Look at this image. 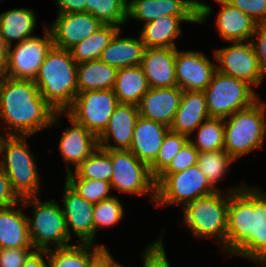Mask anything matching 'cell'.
<instances>
[{
    "instance_id": "6da1fadb",
    "label": "cell",
    "mask_w": 266,
    "mask_h": 267,
    "mask_svg": "<svg viewBox=\"0 0 266 267\" xmlns=\"http://www.w3.org/2000/svg\"><path fill=\"white\" fill-rule=\"evenodd\" d=\"M266 263V192L244 185L229 191L226 253Z\"/></svg>"
},
{
    "instance_id": "7a4b0ae2",
    "label": "cell",
    "mask_w": 266,
    "mask_h": 267,
    "mask_svg": "<svg viewBox=\"0 0 266 267\" xmlns=\"http://www.w3.org/2000/svg\"><path fill=\"white\" fill-rule=\"evenodd\" d=\"M57 114L40 95L34 80L1 79L0 118L5 135L32 136L58 123Z\"/></svg>"
},
{
    "instance_id": "3957f363",
    "label": "cell",
    "mask_w": 266,
    "mask_h": 267,
    "mask_svg": "<svg viewBox=\"0 0 266 267\" xmlns=\"http://www.w3.org/2000/svg\"><path fill=\"white\" fill-rule=\"evenodd\" d=\"M34 82L45 101L59 114L65 113L78 93L77 63L70 50L52 46Z\"/></svg>"
},
{
    "instance_id": "277c9868",
    "label": "cell",
    "mask_w": 266,
    "mask_h": 267,
    "mask_svg": "<svg viewBox=\"0 0 266 267\" xmlns=\"http://www.w3.org/2000/svg\"><path fill=\"white\" fill-rule=\"evenodd\" d=\"M244 185L242 183L241 187L229 189L225 196L222 190H218L208 196L190 200L182 208L183 225H187L194 237H217L222 250L226 251L229 191L235 193Z\"/></svg>"
},
{
    "instance_id": "5b68a950",
    "label": "cell",
    "mask_w": 266,
    "mask_h": 267,
    "mask_svg": "<svg viewBox=\"0 0 266 267\" xmlns=\"http://www.w3.org/2000/svg\"><path fill=\"white\" fill-rule=\"evenodd\" d=\"M266 104L256 101L224 119V150L236 160L263 146L266 138Z\"/></svg>"
},
{
    "instance_id": "8992f818",
    "label": "cell",
    "mask_w": 266,
    "mask_h": 267,
    "mask_svg": "<svg viewBox=\"0 0 266 267\" xmlns=\"http://www.w3.org/2000/svg\"><path fill=\"white\" fill-rule=\"evenodd\" d=\"M28 138L30 136L6 135L0 149V154L3 155L0 167L7 174L13 191L20 199L38 196L41 186L36 161L26 144Z\"/></svg>"
},
{
    "instance_id": "52a82bcc",
    "label": "cell",
    "mask_w": 266,
    "mask_h": 267,
    "mask_svg": "<svg viewBox=\"0 0 266 267\" xmlns=\"http://www.w3.org/2000/svg\"><path fill=\"white\" fill-rule=\"evenodd\" d=\"M38 197H26L20 201L25 208L32 205V216L27 219L33 248L49 250L55 246L56 248L70 246L72 238L67 231L60 205L56 200L41 202Z\"/></svg>"
},
{
    "instance_id": "ba28073f",
    "label": "cell",
    "mask_w": 266,
    "mask_h": 267,
    "mask_svg": "<svg viewBox=\"0 0 266 267\" xmlns=\"http://www.w3.org/2000/svg\"><path fill=\"white\" fill-rule=\"evenodd\" d=\"M210 117L227 119L260 99L245 81L216 71L204 90Z\"/></svg>"
},
{
    "instance_id": "9c48e42d",
    "label": "cell",
    "mask_w": 266,
    "mask_h": 267,
    "mask_svg": "<svg viewBox=\"0 0 266 267\" xmlns=\"http://www.w3.org/2000/svg\"><path fill=\"white\" fill-rule=\"evenodd\" d=\"M156 182V206L179 204L183 208L190 200L218 191L196 164L184 171L159 174Z\"/></svg>"
},
{
    "instance_id": "30bf717a",
    "label": "cell",
    "mask_w": 266,
    "mask_h": 267,
    "mask_svg": "<svg viewBox=\"0 0 266 267\" xmlns=\"http://www.w3.org/2000/svg\"><path fill=\"white\" fill-rule=\"evenodd\" d=\"M113 174L111 189L129 194H149L156 201V182L150 168L141 162L130 150H110Z\"/></svg>"
},
{
    "instance_id": "8fae6325",
    "label": "cell",
    "mask_w": 266,
    "mask_h": 267,
    "mask_svg": "<svg viewBox=\"0 0 266 267\" xmlns=\"http://www.w3.org/2000/svg\"><path fill=\"white\" fill-rule=\"evenodd\" d=\"M118 104L113 89L84 91L77 93L66 113L98 138Z\"/></svg>"
},
{
    "instance_id": "7c38bea8",
    "label": "cell",
    "mask_w": 266,
    "mask_h": 267,
    "mask_svg": "<svg viewBox=\"0 0 266 267\" xmlns=\"http://www.w3.org/2000/svg\"><path fill=\"white\" fill-rule=\"evenodd\" d=\"M44 37L27 38L14 47L9 46L3 76L14 80H34L47 52L53 46L51 34L45 26ZM13 47V48H12Z\"/></svg>"
},
{
    "instance_id": "4fadbf2b",
    "label": "cell",
    "mask_w": 266,
    "mask_h": 267,
    "mask_svg": "<svg viewBox=\"0 0 266 267\" xmlns=\"http://www.w3.org/2000/svg\"><path fill=\"white\" fill-rule=\"evenodd\" d=\"M217 71L259 86L265 75L262 73L250 41L233 42V45L215 50Z\"/></svg>"
},
{
    "instance_id": "5bb4252c",
    "label": "cell",
    "mask_w": 266,
    "mask_h": 267,
    "mask_svg": "<svg viewBox=\"0 0 266 267\" xmlns=\"http://www.w3.org/2000/svg\"><path fill=\"white\" fill-rule=\"evenodd\" d=\"M212 8L199 0H131L127 4V18L150 23L163 15L199 16V24L211 15Z\"/></svg>"
},
{
    "instance_id": "9a60e30c",
    "label": "cell",
    "mask_w": 266,
    "mask_h": 267,
    "mask_svg": "<svg viewBox=\"0 0 266 267\" xmlns=\"http://www.w3.org/2000/svg\"><path fill=\"white\" fill-rule=\"evenodd\" d=\"M103 24L87 12L58 13L48 30L53 46L70 50L77 43L95 33Z\"/></svg>"
},
{
    "instance_id": "2e32d148",
    "label": "cell",
    "mask_w": 266,
    "mask_h": 267,
    "mask_svg": "<svg viewBox=\"0 0 266 267\" xmlns=\"http://www.w3.org/2000/svg\"><path fill=\"white\" fill-rule=\"evenodd\" d=\"M216 71V64L205 54L192 50L178 51L176 48V80L183 91H204Z\"/></svg>"
},
{
    "instance_id": "e0dca14e",
    "label": "cell",
    "mask_w": 266,
    "mask_h": 267,
    "mask_svg": "<svg viewBox=\"0 0 266 267\" xmlns=\"http://www.w3.org/2000/svg\"><path fill=\"white\" fill-rule=\"evenodd\" d=\"M63 207L66 228L71 238V230L81 243H94V205L78 194L66 181L63 191Z\"/></svg>"
},
{
    "instance_id": "ac0fdd59",
    "label": "cell",
    "mask_w": 266,
    "mask_h": 267,
    "mask_svg": "<svg viewBox=\"0 0 266 267\" xmlns=\"http://www.w3.org/2000/svg\"><path fill=\"white\" fill-rule=\"evenodd\" d=\"M138 117L137 105L119 103L110 117L108 126L98 137V147L110 150H129ZM111 141L116 144H109Z\"/></svg>"
},
{
    "instance_id": "d6986e66",
    "label": "cell",
    "mask_w": 266,
    "mask_h": 267,
    "mask_svg": "<svg viewBox=\"0 0 266 267\" xmlns=\"http://www.w3.org/2000/svg\"><path fill=\"white\" fill-rule=\"evenodd\" d=\"M72 125L65 129L59 141V151L66 162V174L72 172L98 148V138L83 125L77 123L66 112Z\"/></svg>"
},
{
    "instance_id": "ffe728a7",
    "label": "cell",
    "mask_w": 266,
    "mask_h": 267,
    "mask_svg": "<svg viewBox=\"0 0 266 267\" xmlns=\"http://www.w3.org/2000/svg\"><path fill=\"white\" fill-rule=\"evenodd\" d=\"M182 94L183 90L178 86L150 88L137 105L139 116L170 127Z\"/></svg>"
},
{
    "instance_id": "44dd1931",
    "label": "cell",
    "mask_w": 266,
    "mask_h": 267,
    "mask_svg": "<svg viewBox=\"0 0 266 267\" xmlns=\"http://www.w3.org/2000/svg\"><path fill=\"white\" fill-rule=\"evenodd\" d=\"M176 48H145L140 66L150 88L176 87Z\"/></svg>"
},
{
    "instance_id": "7402d4cb",
    "label": "cell",
    "mask_w": 266,
    "mask_h": 267,
    "mask_svg": "<svg viewBox=\"0 0 266 267\" xmlns=\"http://www.w3.org/2000/svg\"><path fill=\"white\" fill-rule=\"evenodd\" d=\"M181 21L199 23V16L163 15L144 24L140 39L145 48H177L175 39L182 35Z\"/></svg>"
},
{
    "instance_id": "603a6c76",
    "label": "cell",
    "mask_w": 266,
    "mask_h": 267,
    "mask_svg": "<svg viewBox=\"0 0 266 267\" xmlns=\"http://www.w3.org/2000/svg\"><path fill=\"white\" fill-rule=\"evenodd\" d=\"M169 127L138 117L129 150L143 163L150 166L156 159Z\"/></svg>"
},
{
    "instance_id": "cb8c5ba5",
    "label": "cell",
    "mask_w": 266,
    "mask_h": 267,
    "mask_svg": "<svg viewBox=\"0 0 266 267\" xmlns=\"http://www.w3.org/2000/svg\"><path fill=\"white\" fill-rule=\"evenodd\" d=\"M209 117L204 91L184 90L169 129L189 137Z\"/></svg>"
},
{
    "instance_id": "d4e9b609",
    "label": "cell",
    "mask_w": 266,
    "mask_h": 267,
    "mask_svg": "<svg viewBox=\"0 0 266 267\" xmlns=\"http://www.w3.org/2000/svg\"><path fill=\"white\" fill-rule=\"evenodd\" d=\"M214 1L222 6L216 19L221 39L230 43L250 41L258 23L226 0Z\"/></svg>"
},
{
    "instance_id": "484cf974",
    "label": "cell",
    "mask_w": 266,
    "mask_h": 267,
    "mask_svg": "<svg viewBox=\"0 0 266 267\" xmlns=\"http://www.w3.org/2000/svg\"><path fill=\"white\" fill-rule=\"evenodd\" d=\"M15 204L0 209V249L33 248L28 229L27 215ZM15 208V209H14Z\"/></svg>"
},
{
    "instance_id": "4316f807",
    "label": "cell",
    "mask_w": 266,
    "mask_h": 267,
    "mask_svg": "<svg viewBox=\"0 0 266 267\" xmlns=\"http://www.w3.org/2000/svg\"><path fill=\"white\" fill-rule=\"evenodd\" d=\"M122 31H118L111 42L103 49L100 60L117 69L140 65L144 44L133 37H120Z\"/></svg>"
},
{
    "instance_id": "83f0119b",
    "label": "cell",
    "mask_w": 266,
    "mask_h": 267,
    "mask_svg": "<svg viewBox=\"0 0 266 267\" xmlns=\"http://www.w3.org/2000/svg\"><path fill=\"white\" fill-rule=\"evenodd\" d=\"M106 250L103 245L88 243L55 247L47 250L48 267H91Z\"/></svg>"
},
{
    "instance_id": "f1b7e54d",
    "label": "cell",
    "mask_w": 266,
    "mask_h": 267,
    "mask_svg": "<svg viewBox=\"0 0 266 267\" xmlns=\"http://www.w3.org/2000/svg\"><path fill=\"white\" fill-rule=\"evenodd\" d=\"M118 69L100 59L77 64L78 93L113 89Z\"/></svg>"
},
{
    "instance_id": "f546056e",
    "label": "cell",
    "mask_w": 266,
    "mask_h": 267,
    "mask_svg": "<svg viewBox=\"0 0 266 267\" xmlns=\"http://www.w3.org/2000/svg\"><path fill=\"white\" fill-rule=\"evenodd\" d=\"M149 89L140 65L118 69L113 91L119 103L138 105Z\"/></svg>"
},
{
    "instance_id": "4dcf8cb0",
    "label": "cell",
    "mask_w": 266,
    "mask_h": 267,
    "mask_svg": "<svg viewBox=\"0 0 266 267\" xmlns=\"http://www.w3.org/2000/svg\"><path fill=\"white\" fill-rule=\"evenodd\" d=\"M36 21L33 9H10L0 14V33L4 41L11 46L12 40H18L19 43L33 37Z\"/></svg>"
},
{
    "instance_id": "1f68e13d",
    "label": "cell",
    "mask_w": 266,
    "mask_h": 267,
    "mask_svg": "<svg viewBox=\"0 0 266 267\" xmlns=\"http://www.w3.org/2000/svg\"><path fill=\"white\" fill-rule=\"evenodd\" d=\"M121 30V27L103 25L95 33L70 49L75 62L97 60L100 58L103 49L111 42L114 35Z\"/></svg>"
},
{
    "instance_id": "d6a6232c",
    "label": "cell",
    "mask_w": 266,
    "mask_h": 267,
    "mask_svg": "<svg viewBox=\"0 0 266 267\" xmlns=\"http://www.w3.org/2000/svg\"><path fill=\"white\" fill-rule=\"evenodd\" d=\"M128 0H86L85 12L92 14L103 25L120 27L127 18Z\"/></svg>"
},
{
    "instance_id": "836d02e7",
    "label": "cell",
    "mask_w": 266,
    "mask_h": 267,
    "mask_svg": "<svg viewBox=\"0 0 266 267\" xmlns=\"http://www.w3.org/2000/svg\"><path fill=\"white\" fill-rule=\"evenodd\" d=\"M73 172L81 179H97L110 182L113 166L110 158V149L98 147Z\"/></svg>"
},
{
    "instance_id": "e575fe53",
    "label": "cell",
    "mask_w": 266,
    "mask_h": 267,
    "mask_svg": "<svg viewBox=\"0 0 266 267\" xmlns=\"http://www.w3.org/2000/svg\"><path fill=\"white\" fill-rule=\"evenodd\" d=\"M195 140L189 141L199 152L224 149V119L209 117L197 129Z\"/></svg>"
},
{
    "instance_id": "d590c367",
    "label": "cell",
    "mask_w": 266,
    "mask_h": 267,
    "mask_svg": "<svg viewBox=\"0 0 266 267\" xmlns=\"http://www.w3.org/2000/svg\"><path fill=\"white\" fill-rule=\"evenodd\" d=\"M235 160L223 149L218 151L199 152L197 165L200 170L206 175L210 184L215 187L228 172L232 162Z\"/></svg>"
},
{
    "instance_id": "8d00e7d4",
    "label": "cell",
    "mask_w": 266,
    "mask_h": 267,
    "mask_svg": "<svg viewBox=\"0 0 266 267\" xmlns=\"http://www.w3.org/2000/svg\"><path fill=\"white\" fill-rule=\"evenodd\" d=\"M80 196L93 204L111 198V184L97 179L78 178L73 171L66 174L65 180Z\"/></svg>"
},
{
    "instance_id": "74e56055",
    "label": "cell",
    "mask_w": 266,
    "mask_h": 267,
    "mask_svg": "<svg viewBox=\"0 0 266 267\" xmlns=\"http://www.w3.org/2000/svg\"><path fill=\"white\" fill-rule=\"evenodd\" d=\"M190 137L168 131L155 161L149 166L151 174L156 178L178 154Z\"/></svg>"
},
{
    "instance_id": "f35d334b",
    "label": "cell",
    "mask_w": 266,
    "mask_h": 267,
    "mask_svg": "<svg viewBox=\"0 0 266 267\" xmlns=\"http://www.w3.org/2000/svg\"><path fill=\"white\" fill-rule=\"evenodd\" d=\"M123 211L122 203L115 196L96 203L93 210L94 240L101 228L116 225L122 219Z\"/></svg>"
},
{
    "instance_id": "ab89813d",
    "label": "cell",
    "mask_w": 266,
    "mask_h": 267,
    "mask_svg": "<svg viewBox=\"0 0 266 267\" xmlns=\"http://www.w3.org/2000/svg\"><path fill=\"white\" fill-rule=\"evenodd\" d=\"M199 151L188 140L170 164L160 174H171L184 171L197 164Z\"/></svg>"
},
{
    "instance_id": "60d3db41",
    "label": "cell",
    "mask_w": 266,
    "mask_h": 267,
    "mask_svg": "<svg viewBox=\"0 0 266 267\" xmlns=\"http://www.w3.org/2000/svg\"><path fill=\"white\" fill-rule=\"evenodd\" d=\"M162 236L163 234L142 252L143 267H170Z\"/></svg>"
},
{
    "instance_id": "b9f144b4",
    "label": "cell",
    "mask_w": 266,
    "mask_h": 267,
    "mask_svg": "<svg viewBox=\"0 0 266 267\" xmlns=\"http://www.w3.org/2000/svg\"><path fill=\"white\" fill-rule=\"evenodd\" d=\"M258 24H266V0H226Z\"/></svg>"
},
{
    "instance_id": "7bdbcfd3",
    "label": "cell",
    "mask_w": 266,
    "mask_h": 267,
    "mask_svg": "<svg viewBox=\"0 0 266 267\" xmlns=\"http://www.w3.org/2000/svg\"><path fill=\"white\" fill-rule=\"evenodd\" d=\"M34 248L0 249V267H22Z\"/></svg>"
},
{
    "instance_id": "ee69618b",
    "label": "cell",
    "mask_w": 266,
    "mask_h": 267,
    "mask_svg": "<svg viewBox=\"0 0 266 267\" xmlns=\"http://www.w3.org/2000/svg\"><path fill=\"white\" fill-rule=\"evenodd\" d=\"M250 40L254 48L256 57L259 62L260 69L266 75V24H258L255 33Z\"/></svg>"
},
{
    "instance_id": "f6af8a7d",
    "label": "cell",
    "mask_w": 266,
    "mask_h": 267,
    "mask_svg": "<svg viewBox=\"0 0 266 267\" xmlns=\"http://www.w3.org/2000/svg\"><path fill=\"white\" fill-rule=\"evenodd\" d=\"M21 199L13 191L10 180L0 167V209L20 203Z\"/></svg>"
},
{
    "instance_id": "bcb514c9",
    "label": "cell",
    "mask_w": 266,
    "mask_h": 267,
    "mask_svg": "<svg viewBox=\"0 0 266 267\" xmlns=\"http://www.w3.org/2000/svg\"><path fill=\"white\" fill-rule=\"evenodd\" d=\"M86 0H56L58 13L85 12Z\"/></svg>"
},
{
    "instance_id": "7dc6e473",
    "label": "cell",
    "mask_w": 266,
    "mask_h": 267,
    "mask_svg": "<svg viewBox=\"0 0 266 267\" xmlns=\"http://www.w3.org/2000/svg\"><path fill=\"white\" fill-rule=\"evenodd\" d=\"M47 250H34L23 263L22 267H48L44 260Z\"/></svg>"
},
{
    "instance_id": "c3c4849f",
    "label": "cell",
    "mask_w": 266,
    "mask_h": 267,
    "mask_svg": "<svg viewBox=\"0 0 266 267\" xmlns=\"http://www.w3.org/2000/svg\"><path fill=\"white\" fill-rule=\"evenodd\" d=\"M121 264L111 256L108 249L92 264L91 267H120Z\"/></svg>"
},
{
    "instance_id": "681fc988",
    "label": "cell",
    "mask_w": 266,
    "mask_h": 267,
    "mask_svg": "<svg viewBox=\"0 0 266 267\" xmlns=\"http://www.w3.org/2000/svg\"><path fill=\"white\" fill-rule=\"evenodd\" d=\"M9 45L4 41L0 33V68L5 69L8 59Z\"/></svg>"
},
{
    "instance_id": "f907efd6",
    "label": "cell",
    "mask_w": 266,
    "mask_h": 267,
    "mask_svg": "<svg viewBox=\"0 0 266 267\" xmlns=\"http://www.w3.org/2000/svg\"><path fill=\"white\" fill-rule=\"evenodd\" d=\"M5 137H6L5 134H4V136L3 135L1 136V133H0V149H1V145H2V142H3Z\"/></svg>"
},
{
    "instance_id": "816d5d0a",
    "label": "cell",
    "mask_w": 266,
    "mask_h": 267,
    "mask_svg": "<svg viewBox=\"0 0 266 267\" xmlns=\"http://www.w3.org/2000/svg\"><path fill=\"white\" fill-rule=\"evenodd\" d=\"M3 78V70L0 68V81Z\"/></svg>"
}]
</instances>
